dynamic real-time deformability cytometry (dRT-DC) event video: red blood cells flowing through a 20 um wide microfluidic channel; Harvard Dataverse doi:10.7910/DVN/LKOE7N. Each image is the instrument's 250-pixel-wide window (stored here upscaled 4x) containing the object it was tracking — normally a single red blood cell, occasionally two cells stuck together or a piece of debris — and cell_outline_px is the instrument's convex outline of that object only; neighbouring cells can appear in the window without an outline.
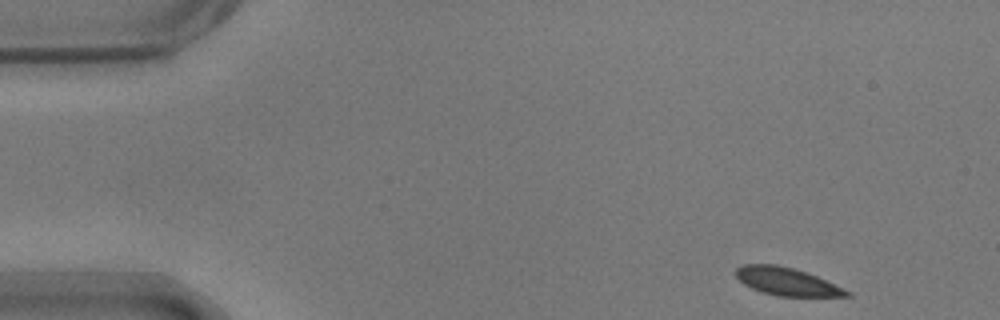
{"species": "common noctule bat (a hibernating species)", "species_latin": "Nyctalus noctula", "temperature_condition": "warm", "stored_images_in_passage": 7, "camera_frame_rate_fps": 3000, "um_per_image_px": 0.085, "animal": {"sex": "male", "body_mass_g": 17.9}, "frame": {"image": 1, "passage_image": 1, "time_ms": 0.0, "image_size_px": [1000, 320], "cell_outline_px": [[852, 296], [776, 296], [760, 292], [744, 284], [736, 276], [736, 268], [744, 264], [776, 264], [792, 268], [816, 276], [844, 288], [852, 292]], "centroid_in_image_um": [66.87, 23.94], "position_along_channel_um": 18.1, "area_um2": 17.86}}